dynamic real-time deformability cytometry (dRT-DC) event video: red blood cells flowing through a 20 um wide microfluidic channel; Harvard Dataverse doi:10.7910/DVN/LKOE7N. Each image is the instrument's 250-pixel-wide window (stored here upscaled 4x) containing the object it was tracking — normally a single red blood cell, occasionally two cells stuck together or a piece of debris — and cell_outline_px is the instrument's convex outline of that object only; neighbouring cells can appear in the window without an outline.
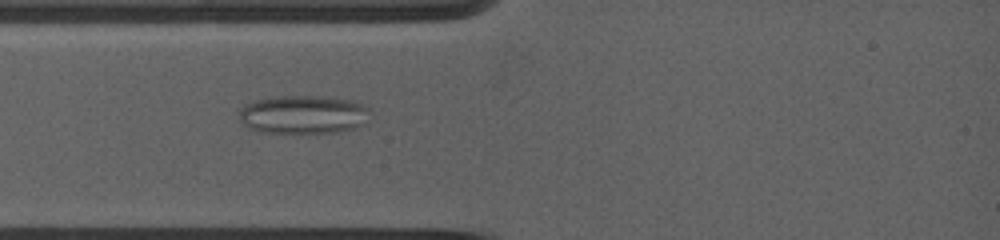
{"species": "common noctule bat (a hibernating species)", "species_latin": "Nyctalus noctula", "temperature_condition": "warm", "stored_images_in_passage": 30, "camera_frame_rate_fps": 5000, "um_per_image_px": 0.085, "animal": {"sex": "female", "body_mass_g": 19.0, "forearm_length_mm": 53.3}, "frame": {"image": 1, "passage_image": 1, "time_ms": 0.0, "image_size_px": [1000, 240], "cell_outline_px": [[368, 108], [352, 128], [336, 132], [260, 132], [252, 128], [240, 116], [240, 108], [244, 104], [256, 100], [284, 96], [304, 96], [344, 100]], "centroid_in_image_um": [25.61, 9.73], "position_along_channel_um": 59.4, "area_um2": 27.28}}
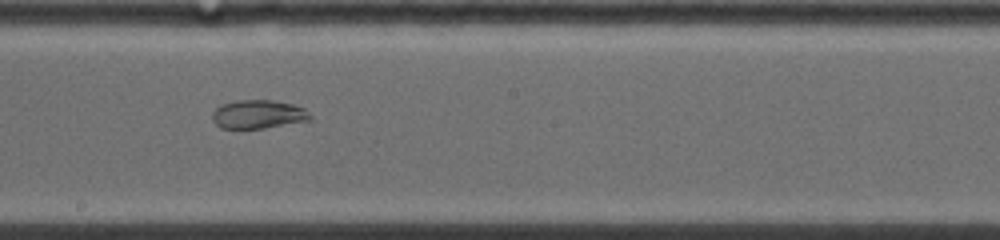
{"frame": {"image": 2, "passage_image": 11, "time_ms": 4.2, "image_size_px": [1000, 240], "cell_outline_px": [[312, 116], [308, 120], [260, 128], [220, 128], [216, 124], [212, 116], [212, 112], [216, 108], [224, 104], [240, 100], [272, 100], [292, 104], [304, 108]], "centroid_in_image_um": [21.93, 9.7], "position_along_channel_um": 226.3, "area_um2": 15.9}}
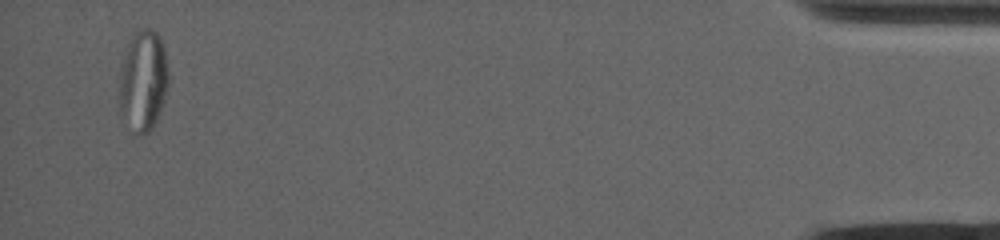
{"frame": {"image": 3, "passage_image": 28, "time_ms": 12.2, "image_size_px": [1000, 240], "cell_outline_px": [[168, 84], [164, 100], [152, 128], [148, 132], [140, 132], [120, 108], [120, 80], [124, 60], [128, 44], [136, 28], [152, 28], [160, 36], [164, 48], [168, 76]], "centroid_in_image_um": [12.22, 6.7], "position_along_channel_um": 423.0, "area_um2": 27.57}}